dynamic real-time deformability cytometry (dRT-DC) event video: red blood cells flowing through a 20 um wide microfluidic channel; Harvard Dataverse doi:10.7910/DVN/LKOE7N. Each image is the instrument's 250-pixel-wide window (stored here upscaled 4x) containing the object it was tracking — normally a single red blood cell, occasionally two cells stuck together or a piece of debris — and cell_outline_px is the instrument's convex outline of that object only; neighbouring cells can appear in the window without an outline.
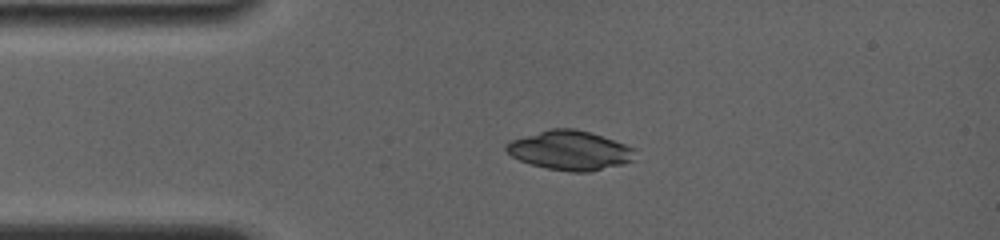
{"species": "common noctule bat (a hibernating species)", "species_latin": "Nyctalus noctula", "temperature_condition": "room temperature", "stored_images_in_passage": 4, "camera_frame_rate_fps": 4000, "um_per_image_px": 0.085, "animal": {"sex": "female", "body_mass_g": 19.0, "forearm_length_mm": 56.7}, "frame": {"image": 1, "passage_image": 1, "time_ms": 0.0, "image_size_px": [1000, 240], "cell_outline_px": [[636, 160], [624, 164], [588, 172], [572, 172], [548, 168], [532, 164], [520, 160], [512, 156], [504, 148], [504, 144], [512, 140], [548, 128], [572, 128], [588, 132], [636, 148]], "centroid_in_image_um": [48.47, 12.79], "position_along_channel_um": 36.5, "area_um2": 29.42}}